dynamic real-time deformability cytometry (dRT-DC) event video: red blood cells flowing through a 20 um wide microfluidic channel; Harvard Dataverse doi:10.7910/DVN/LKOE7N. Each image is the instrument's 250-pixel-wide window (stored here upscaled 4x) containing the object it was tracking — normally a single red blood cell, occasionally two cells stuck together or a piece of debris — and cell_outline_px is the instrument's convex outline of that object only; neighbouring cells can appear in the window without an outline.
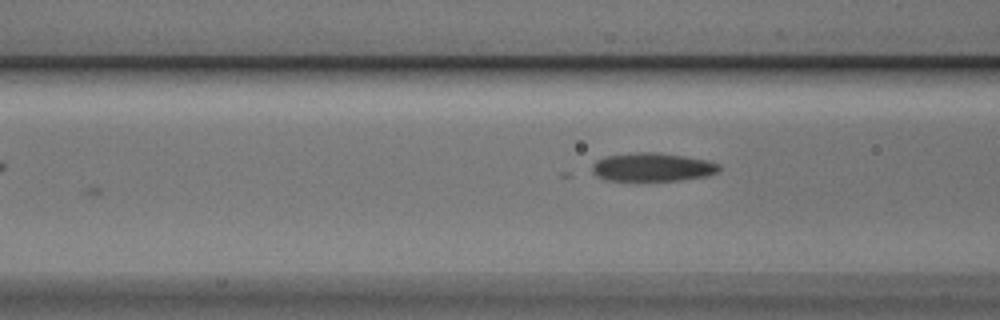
{"species": "Egyptian fruit bat (a non-hibernating species)", "species_latin": "Rousettus aegyptiacus", "temperature_condition": "cold", "stored_images_in_passage": 7, "camera_frame_rate_fps": 3000, "um_per_image_px": 0.085, "animal": {"sex": "male"}, "frame": {"image": 1, "passage_image": 7, "time_ms": 2.0, "image_size_px": [1000, 320], "cell_outline_px": [[720, 172], [708, 176], [680, 180], [604, 180], [596, 176], [592, 172], [592, 164], [596, 160], [604, 156], [636, 152], [660, 152], [708, 160], [720, 164]], "centroid_in_image_um": [55.46, 14.2], "position_along_channel_um": 111.1, "area_um2": 21.33}}